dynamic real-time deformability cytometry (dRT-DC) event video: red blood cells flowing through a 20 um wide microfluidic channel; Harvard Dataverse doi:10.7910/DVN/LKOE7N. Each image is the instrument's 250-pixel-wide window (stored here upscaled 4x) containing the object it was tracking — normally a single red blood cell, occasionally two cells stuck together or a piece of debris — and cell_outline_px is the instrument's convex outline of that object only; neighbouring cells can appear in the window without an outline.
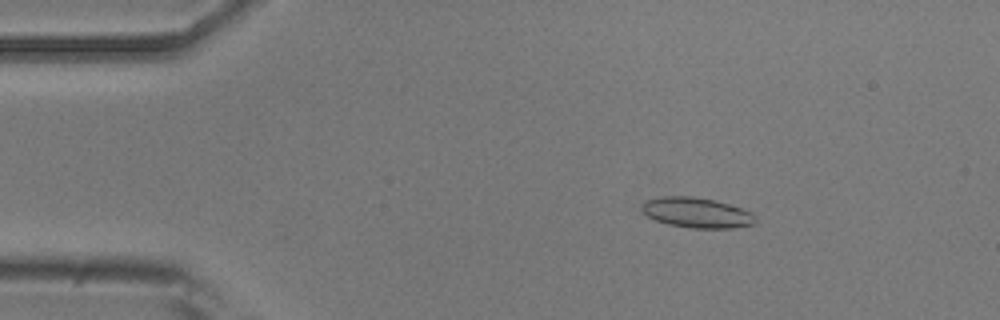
{"species": "common noctule bat (a hibernating species)", "species_latin": "Nyctalus noctula", "temperature_condition": "room temperature", "stored_images_in_passage": 52, "camera_frame_rate_fps": 3000, "um_per_image_px": 0.085, "animal": {"sex": "male", "body_mass_g": 20.5, "forearm_length_mm": 52.5}, "frame": {"image": 1, "passage_image": 8, "time_ms": 2.333, "image_size_px": [1000, 320], "cell_outline_px": [[756, 224], [732, 228], [692, 228], [668, 224], [656, 220], [648, 216], [640, 208], [640, 204], [648, 200], [664, 196], [692, 196], [712, 200], [728, 204], [752, 212], [756, 216]], "centroid_in_image_um": [59.24, 18.08], "position_along_channel_um": 25.8, "area_um2": 19.94}}
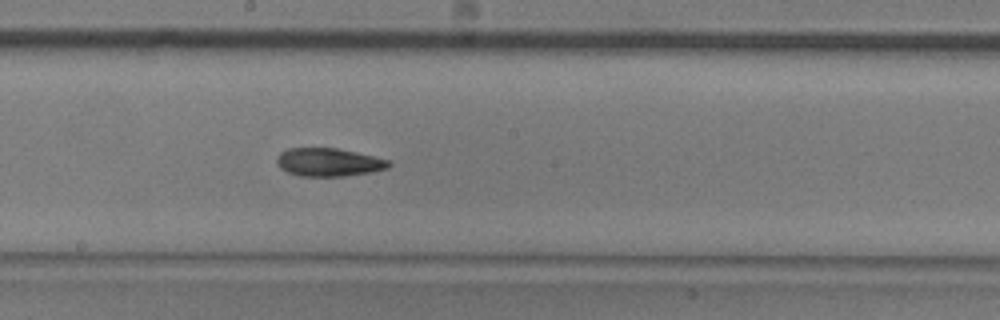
{"frame": {"image": 2, "passage_image": 28, "time_ms": 9.0, "image_size_px": [1000, 320], "cell_outline_px": [[392, 164], [388, 168], [372, 172], [344, 176], [300, 176], [288, 172], [280, 168], [276, 164], [276, 160], [280, 152], [288, 148], [336, 148], [356, 152], [392, 160]], "centroid_in_image_um": [27.96, 13.79], "position_along_channel_um": 220.2, "area_um2": 18.55}}
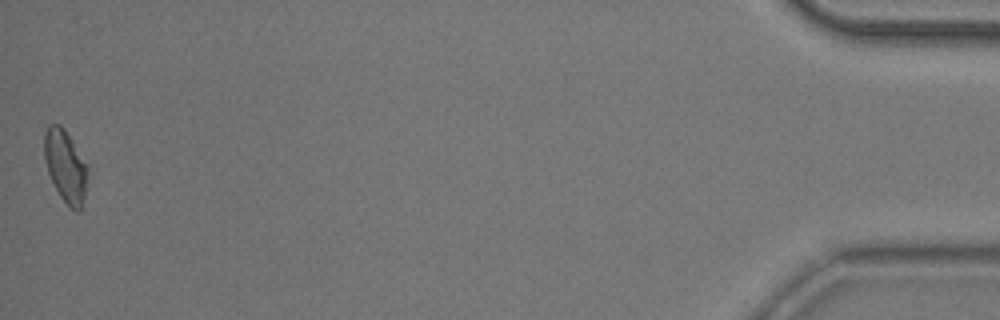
{"frame": {"image": 3, "passage_image": 52, "time_ms": 17.0, "image_size_px": [1000, 320], "cell_outline_px": [[92, 164], [80, 212], [76, 212], [68, 208], [60, 196], [48, 172], [44, 160], [44, 132], [48, 124], [60, 124], [64, 128]], "centroid_in_image_um": [5.64, 14.1], "position_along_channel_um": 429.6, "area_um2": 19.36}, "authors_computed_cell_mechanics": {"area_um2": 18.6694, "velocity_mm_per_s": 3.8259, "shape_relaxation_time_tau1_ms": 8.142, "shape_relaxation_time_tau2_ms": 5.6557, "deformation_change_tau1": 0.1962, "deformation_change_tau2": 0.1445}}